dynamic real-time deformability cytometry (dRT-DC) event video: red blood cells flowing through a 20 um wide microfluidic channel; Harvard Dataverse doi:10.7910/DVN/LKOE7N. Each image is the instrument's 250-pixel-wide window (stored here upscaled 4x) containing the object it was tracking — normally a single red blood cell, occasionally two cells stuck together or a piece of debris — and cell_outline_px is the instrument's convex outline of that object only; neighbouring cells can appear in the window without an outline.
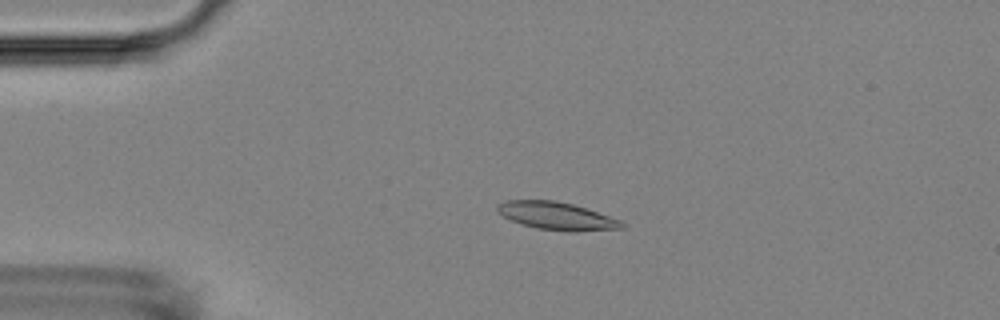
{"species": "Egyptian fruit bat (a non-hibernating species)", "species_latin": "Rousettus aegyptiacus", "temperature_condition": "room temperature", "stored_images_in_passage": 56, "camera_frame_rate_fps": 3000, "um_per_image_px": 0.085, "animal": {"sex": "female"}, "frame": {"image": 1, "passage_image": 13, "time_ms": 4.0, "image_size_px": [1000, 320], "cell_outline_px": [[624, 228], [576, 232], [568, 232], [536, 228], [520, 224], [496, 212], [496, 204], [504, 200], [556, 200], [572, 204], [620, 220], [624, 224]], "centroid_in_image_um": [47.26, 18.36], "position_along_channel_um": 37.7, "area_um2": 20.17}}
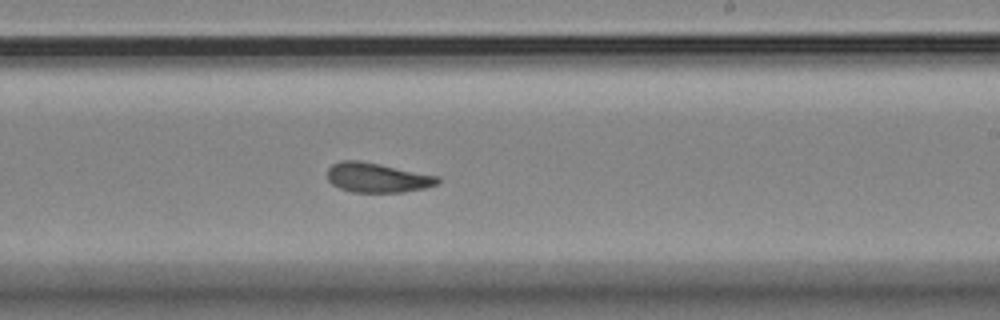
{"frame": {"image": 2, "passage_image": 34, "time_ms": 11.0, "image_size_px": [1000, 320], "cell_outline_px": [[440, 180], [436, 184], [424, 188], [404, 192], [352, 192], [340, 188], [332, 184], [328, 180], [328, 168], [332, 164], [340, 160], [360, 160], [440, 176]], "centroid_in_image_um": [32.06, 15.09], "position_along_channel_um": 256.9, "area_um2": 19.07}}
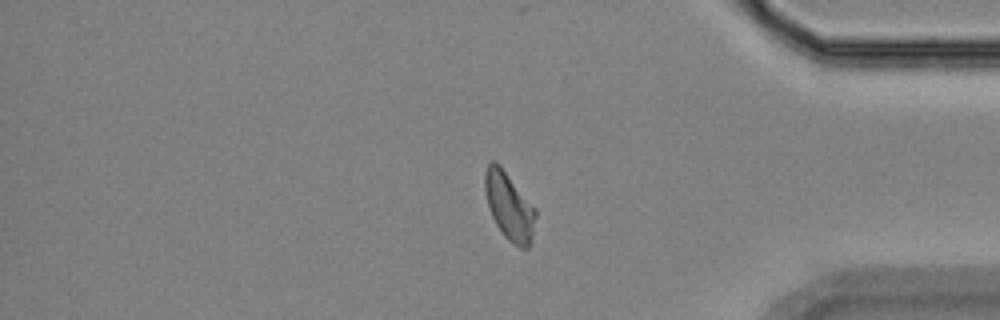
{"frame": {"image": 3, "passage_image": 47, "time_ms": 15.333, "image_size_px": [1000, 320], "cell_outline_px": [[536, 216], [528, 248], [520, 248], [508, 240], [504, 236], [496, 224], [492, 216], [488, 204], [484, 188], [484, 172], [488, 164], [492, 160], [500, 164], [536, 208]], "centroid_in_image_um": [43.27, 17.49], "position_along_channel_um": 391.9, "area_um2": 19.88}, "authors_computed_cell_mechanics": {"area_um2": 19.363, "velocity_mm_per_s": 3.5997, "shape_relaxation_time_tau1_ms": null, "shape_relaxation_time_tau2_ms": 1.9302, "deformation_change_tau1": null, "deformation_change_tau2": 0.0864}}